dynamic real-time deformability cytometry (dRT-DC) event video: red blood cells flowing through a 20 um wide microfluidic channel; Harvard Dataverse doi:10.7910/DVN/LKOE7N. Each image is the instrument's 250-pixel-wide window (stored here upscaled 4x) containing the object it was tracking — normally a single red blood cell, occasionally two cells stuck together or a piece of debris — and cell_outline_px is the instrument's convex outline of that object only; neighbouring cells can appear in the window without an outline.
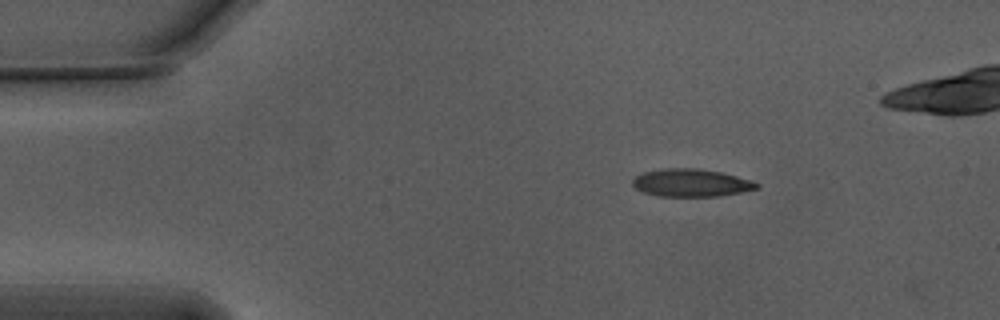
{"species": "Egyptian fruit bat (a non-hibernating species)", "species_latin": "Rousettus aegyptiacus", "temperature_condition": "warm", "stored_images_in_passage": 4, "segment_of_instrument_passage": [1, 2], "camera_frame_rate_fps": 3000, "um_per_image_px": 0.085, "animal": {"sex": "male"}, "frame": {"image": 1, "passage_image": 2, "time_ms": 0.333, "image_size_px": [1000, 320], "cell_outline_px": [[760, 188], [720, 196], [660, 196], [644, 192], [636, 188], [632, 184], [632, 180], [636, 176], [644, 172], [664, 168], [696, 168], [720, 172], [752, 180], [760, 184]], "centroid_in_image_um": [58.76, 15.54], "position_along_channel_um": 26.2, "area_um2": 19.94}}